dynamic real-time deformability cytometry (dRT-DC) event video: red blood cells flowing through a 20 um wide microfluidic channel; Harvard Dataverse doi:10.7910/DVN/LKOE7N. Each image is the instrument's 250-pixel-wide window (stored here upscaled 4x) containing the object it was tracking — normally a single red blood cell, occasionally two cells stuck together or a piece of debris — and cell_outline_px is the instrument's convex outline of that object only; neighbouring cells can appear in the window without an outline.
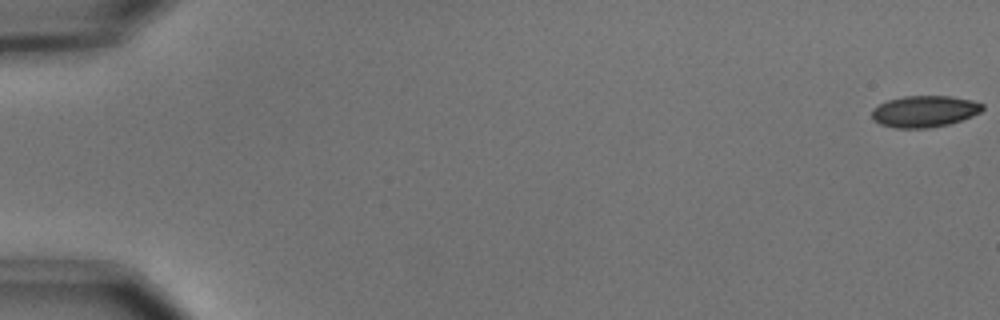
{"species": "common noctule bat (a hibernating species)", "species_latin": "Nyctalus noctula", "temperature_condition": "cold", "stored_images_in_passage": 56, "camera_frame_rate_fps": 3000, "um_per_image_px": 0.085, "animal": {"sex": "male", "body_mass_g": 15.6}, "frame": {"image": 1, "passage_image": 1, "time_ms": 0.0, "image_size_px": [1000, 320], "cell_outline_px": [[984, 108], [980, 112], [972, 116], [948, 124], [928, 128], [896, 128], [880, 124], [872, 120], [872, 108], [888, 100], [904, 96], [952, 96], [972, 100], [984, 104]], "centroid_in_image_um": [78.57, 9.46], "position_along_channel_um": 6.4, "area_um2": 20.35}}
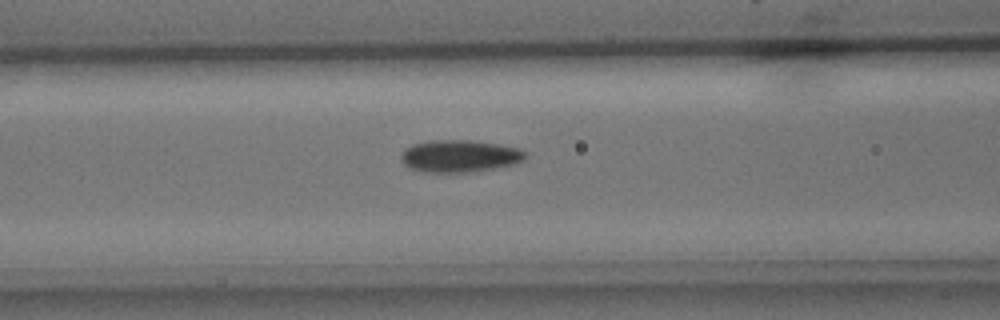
{"frame": {"image": 2, "passage_image": 24, "time_ms": 7.667, "image_size_px": [1000, 320], "cell_outline_px": [[528, 156], [524, 160], [516, 164], [496, 168], [468, 172], [424, 172], [412, 168], [404, 164], [400, 160], [400, 152], [404, 148], [412, 144], [428, 140], [468, 140], [496, 144], [520, 148], [528, 152]], "centroid_in_image_um": [39.08, 13.26], "position_along_channel_um": 127.5, "area_um2": 23.64}}
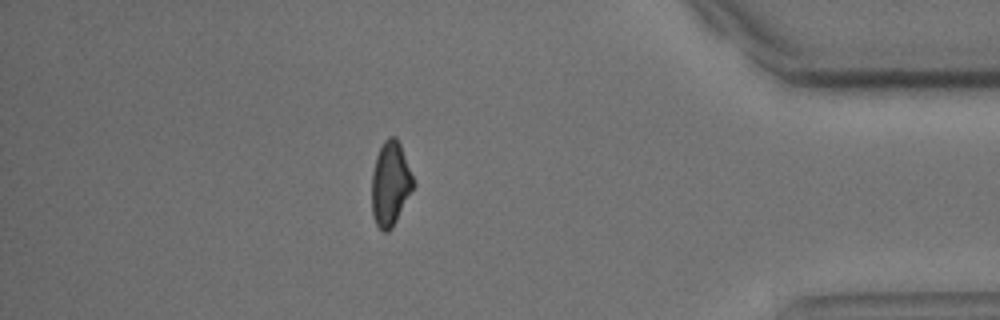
{"frame": {"image": 3, "passage_image": 49, "time_ms": 16.0, "image_size_px": [1000, 320], "cell_outline_px": [[416, 184], [392, 228], [388, 232], [384, 232], [376, 224], [372, 216], [372, 172], [376, 156], [384, 140], [388, 136], [396, 136], [400, 144]], "centroid_in_image_um": [33.18, 15.62], "position_along_channel_um": 402.0, "area_um2": 20.46}, "authors_computed_cell_mechanics": {"area_um2": 21.3282, "velocity_mm_per_s": 3.6921, "shape_relaxation_time_tau1_ms": 3.2922, "shape_relaxation_time_tau2_ms": 4.2848, "deformation_change_tau1": 0.1102, "deformation_change_tau2": 0.0887}}